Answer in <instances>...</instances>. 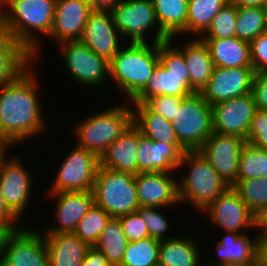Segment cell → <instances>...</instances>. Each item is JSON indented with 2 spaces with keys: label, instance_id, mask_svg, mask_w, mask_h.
Segmentation results:
<instances>
[{
  "label": "cell",
  "instance_id": "f907efd6",
  "mask_svg": "<svg viewBox=\"0 0 267 266\" xmlns=\"http://www.w3.org/2000/svg\"><path fill=\"white\" fill-rule=\"evenodd\" d=\"M92 9L111 10L121 0H88Z\"/></svg>",
  "mask_w": 267,
  "mask_h": 266
},
{
  "label": "cell",
  "instance_id": "cb8c5ba5",
  "mask_svg": "<svg viewBox=\"0 0 267 266\" xmlns=\"http://www.w3.org/2000/svg\"><path fill=\"white\" fill-rule=\"evenodd\" d=\"M221 240L217 241L214 250L218 259L206 262L209 266L237 265L257 266L256 235L251 238L247 233L225 232Z\"/></svg>",
  "mask_w": 267,
  "mask_h": 266
},
{
  "label": "cell",
  "instance_id": "ee69618b",
  "mask_svg": "<svg viewBox=\"0 0 267 266\" xmlns=\"http://www.w3.org/2000/svg\"><path fill=\"white\" fill-rule=\"evenodd\" d=\"M250 51L254 71H267V31L250 42Z\"/></svg>",
  "mask_w": 267,
  "mask_h": 266
},
{
  "label": "cell",
  "instance_id": "277c9868",
  "mask_svg": "<svg viewBox=\"0 0 267 266\" xmlns=\"http://www.w3.org/2000/svg\"><path fill=\"white\" fill-rule=\"evenodd\" d=\"M183 166L189 168L188 173L177 180L181 205L190 203L201 212L231 187L198 150L184 153L177 170H183Z\"/></svg>",
  "mask_w": 267,
  "mask_h": 266
},
{
  "label": "cell",
  "instance_id": "9a60e30c",
  "mask_svg": "<svg viewBox=\"0 0 267 266\" xmlns=\"http://www.w3.org/2000/svg\"><path fill=\"white\" fill-rule=\"evenodd\" d=\"M257 106L252 93L212 105L213 132L247 140Z\"/></svg>",
  "mask_w": 267,
  "mask_h": 266
},
{
  "label": "cell",
  "instance_id": "7c38bea8",
  "mask_svg": "<svg viewBox=\"0 0 267 266\" xmlns=\"http://www.w3.org/2000/svg\"><path fill=\"white\" fill-rule=\"evenodd\" d=\"M59 47L66 69L76 83L96 88L110 77L109 61L92 52L80 40L65 41Z\"/></svg>",
  "mask_w": 267,
  "mask_h": 266
},
{
  "label": "cell",
  "instance_id": "9c48e42d",
  "mask_svg": "<svg viewBox=\"0 0 267 266\" xmlns=\"http://www.w3.org/2000/svg\"><path fill=\"white\" fill-rule=\"evenodd\" d=\"M114 24L122 39L130 42L146 43V33L156 26V35L152 43L169 41V37L161 30L152 0H121L111 10ZM124 37V38H123Z\"/></svg>",
  "mask_w": 267,
  "mask_h": 266
},
{
  "label": "cell",
  "instance_id": "30bf717a",
  "mask_svg": "<svg viewBox=\"0 0 267 266\" xmlns=\"http://www.w3.org/2000/svg\"><path fill=\"white\" fill-rule=\"evenodd\" d=\"M0 266H49L43 232L23 226L8 230L2 240Z\"/></svg>",
  "mask_w": 267,
  "mask_h": 266
},
{
  "label": "cell",
  "instance_id": "d6a6232c",
  "mask_svg": "<svg viewBox=\"0 0 267 266\" xmlns=\"http://www.w3.org/2000/svg\"><path fill=\"white\" fill-rule=\"evenodd\" d=\"M229 0H188L187 33L201 37Z\"/></svg>",
  "mask_w": 267,
  "mask_h": 266
},
{
  "label": "cell",
  "instance_id": "836d02e7",
  "mask_svg": "<svg viewBox=\"0 0 267 266\" xmlns=\"http://www.w3.org/2000/svg\"><path fill=\"white\" fill-rule=\"evenodd\" d=\"M160 241L147 237L129 242L120 266H154L158 264Z\"/></svg>",
  "mask_w": 267,
  "mask_h": 266
},
{
  "label": "cell",
  "instance_id": "db71d44e",
  "mask_svg": "<svg viewBox=\"0 0 267 266\" xmlns=\"http://www.w3.org/2000/svg\"><path fill=\"white\" fill-rule=\"evenodd\" d=\"M7 230L3 227H0V257H1V246H2V240L6 234Z\"/></svg>",
  "mask_w": 267,
  "mask_h": 266
},
{
  "label": "cell",
  "instance_id": "44dd1931",
  "mask_svg": "<svg viewBox=\"0 0 267 266\" xmlns=\"http://www.w3.org/2000/svg\"><path fill=\"white\" fill-rule=\"evenodd\" d=\"M48 194L56 199L53 214H55L57 224L47 227L45 234L73 233L78 222L95 204L92 190L58 193L48 191Z\"/></svg>",
  "mask_w": 267,
  "mask_h": 266
},
{
  "label": "cell",
  "instance_id": "60d3db41",
  "mask_svg": "<svg viewBox=\"0 0 267 266\" xmlns=\"http://www.w3.org/2000/svg\"><path fill=\"white\" fill-rule=\"evenodd\" d=\"M246 142L267 151V111L256 110L251 120Z\"/></svg>",
  "mask_w": 267,
  "mask_h": 266
},
{
  "label": "cell",
  "instance_id": "8fae6325",
  "mask_svg": "<svg viewBox=\"0 0 267 266\" xmlns=\"http://www.w3.org/2000/svg\"><path fill=\"white\" fill-rule=\"evenodd\" d=\"M100 167V158L76 146L64 158L50 185V193L91 191Z\"/></svg>",
  "mask_w": 267,
  "mask_h": 266
},
{
  "label": "cell",
  "instance_id": "83f0119b",
  "mask_svg": "<svg viewBox=\"0 0 267 266\" xmlns=\"http://www.w3.org/2000/svg\"><path fill=\"white\" fill-rule=\"evenodd\" d=\"M202 40L209 47L214 67H253L249 42L237 37Z\"/></svg>",
  "mask_w": 267,
  "mask_h": 266
},
{
  "label": "cell",
  "instance_id": "d6986e66",
  "mask_svg": "<svg viewBox=\"0 0 267 266\" xmlns=\"http://www.w3.org/2000/svg\"><path fill=\"white\" fill-rule=\"evenodd\" d=\"M138 173L166 172L175 175L187 151L182 145L152 141L139 131Z\"/></svg>",
  "mask_w": 267,
  "mask_h": 266
},
{
  "label": "cell",
  "instance_id": "6da1fadb",
  "mask_svg": "<svg viewBox=\"0 0 267 266\" xmlns=\"http://www.w3.org/2000/svg\"><path fill=\"white\" fill-rule=\"evenodd\" d=\"M33 67L35 62L0 87V138L14 147L43 134L47 128Z\"/></svg>",
  "mask_w": 267,
  "mask_h": 266
},
{
  "label": "cell",
  "instance_id": "f5cc1de1",
  "mask_svg": "<svg viewBox=\"0 0 267 266\" xmlns=\"http://www.w3.org/2000/svg\"><path fill=\"white\" fill-rule=\"evenodd\" d=\"M10 147L13 148V145L9 141L0 138V168L9 154L7 152L10 151Z\"/></svg>",
  "mask_w": 267,
  "mask_h": 266
},
{
  "label": "cell",
  "instance_id": "f6af8a7d",
  "mask_svg": "<svg viewBox=\"0 0 267 266\" xmlns=\"http://www.w3.org/2000/svg\"><path fill=\"white\" fill-rule=\"evenodd\" d=\"M251 93L257 109L267 111V71L255 72Z\"/></svg>",
  "mask_w": 267,
  "mask_h": 266
},
{
  "label": "cell",
  "instance_id": "8992f818",
  "mask_svg": "<svg viewBox=\"0 0 267 266\" xmlns=\"http://www.w3.org/2000/svg\"><path fill=\"white\" fill-rule=\"evenodd\" d=\"M130 103L115 105L86 117L74 128L75 146L90 150L99 158L108 145L117 140L132 123Z\"/></svg>",
  "mask_w": 267,
  "mask_h": 266
},
{
  "label": "cell",
  "instance_id": "816d5d0a",
  "mask_svg": "<svg viewBox=\"0 0 267 266\" xmlns=\"http://www.w3.org/2000/svg\"><path fill=\"white\" fill-rule=\"evenodd\" d=\"M267 0H229L236 7H262Z\"/></svg>",
  "mask_w": 267,
  "mask_h": 266
},
{
  "label": "cell",
  "instance_id": "e575fe53",
  "mask_svg": "<svg viewBox=\"0 0 267 266\" xmlns=\"http://www.w3.org/2000/svg\"><path fill=\"white\" fill-rule=\"evenodd\" d=\"M267 177V151L249 143L243 145L237 180Z\"/></svg>",
  "mask_w": 267,
  "mask_h": 266
},
{
  "label": "cell",
  "instance_id": "7a4b0ae2",
  "mask_svg": "<svg viewBox=\"0 0 267 266\" xmlns=\"http://www.w3.org/2000/svg\"><path fill=\"white\" fill-rule=\"evenodd\" d=\"M55 6L56 0H0V28L31 54L33 62L41 52L37 34L50 35Z\"/></svg>",
  "mask_w": 267,
  "mask_h": 266
},
{
  "label": "cell",
  "instance_id": "b9f144b4",
  "mask_svg": "<svg viewBox=\"0 0 267 266\" xmlns=\"http://www.w3.org/2000/svg\"><path fill=\"white\" fill-rule=\"evenodd\" d=\"M184 98L167 95H159L147 99L143 104L152 112H155L168 121H172Z\"/></svg>",
  "mask_w": 267,
  "mask_h": 266
},
{
  "label": "cell",
  "instance_id": "8d00e7d4",
  "mask_svg": "<svg viewBox=\"0 0 267 266\" xmlns=\"http://www.w3.org/2000/svg\"><path fill=\"white\" fill-rule=\"evenodd\" d=\"M111 216L100 206L94 204L89 212L78 222L75 231L83 242L94 246Z\"/></svg>",
  "mask_w": 267,
  "mask_h": 266
},
{
  "label": "cell",
  "instance_id": "7bdbcfd3",
  "mask_svg": "<svg viewBox=\"0 0 267 266\" xmlns=\"http://www.w3.org/2000/svg\"><path fill=\"white\" fill-rule=\"evenodd\" d=\"M128 242L138 241L149 237L146 224L137 212L118 217Z\"/></svg>",
  "mask_w": 267,
  "mask_h": 266
},
{
  "label": "cell",
  "instance_id": "4fadbf2b",
  "mask_svg": "<svg viewBox=\"0 0 267 266\" xmlns=\"http://www.w3.org/2000/svg\"><path fill=\"white\" fill-rule=\"evenodd\" d=\"M245 143L239 136L213 132L198 151L232 187L237 181L239 158Z\"/></svg>",
  "mask_w": 267,
  "mask_h": 266
},
{
  "label": "cell",
  "instance_id": "ba28073f",
  "mask_svg": "<svg viewBox=\"0 0 267 266\" xmlns=\"http://www.w3.org/2000/svg\"><path fill=\"white\" fill-rule=\"evenodd\" d=\"M171 124L179 143L196 151L213 134L212 106L200 93H193L183 99Z\"/></svg>",
  "mask_w": 267,
  "mask_h": 266
},
{
  "label": "cell",
  "instance_id": "d590c367",
  "mask_svg": "<svg viewBox=\"0 0 267 266\" xmlns=\"http://www.w3.org/2000/svg\"><path fill=\"white\" fill-rule=\"evenodd\" d=\"M267 31L262 7H237L236 37L251 42Z\"/></svg>",
  "mask_w": 267,
  "mask_h": 266
},
{
  "label": "cell",
  "instance_id": "52a82bcc",
  "mask_svg": "<svg viewBox=\"0 0 267 266\" xmlns=\"http://www.w3.org/2000/svg\"><path fill=\"white\" fill-rule=\"evenodd\" d=\"M92 192L95 204L114 218L134 213L140 207L132 174L99 167Z\"/></svg>",
  "mask_w": 267,
  "mask_h": 266
},
{
  "label": "cell",
  "instance_id": "681fc988",
  "mask_svg": "<svg viewBox=\"0 0 267 266\" xmlns=\"http://www.w3.org/2000/svg\"><path fill=\"white\" fill-rule=\"evenodd\" d=\"M261 233H267V205L261 207L256 213H254V229Z\"/></svg>",
  "mask_w": 267,
  "mask_h": 266
},
{
  "label": "cell",
  "instance_id": "5bb4252c",
  "mask_svg": "<svg viewBox=\"0 0 267 266\" xmlns=\"http://www.w3.org/2000/svg\"><path fill=\"white\" fill-rule=\"evenodd\" d=\"M201 213L207 214V218L224 232L244 234L249 233V229H254V213L232 187Z\"/></svg>",
  "mask_w": 267,
  "mask_h": 266
},
{
  "label": "cell",
  "instance_id": "e0dca14e",
  "mask_svg": "<svg viewBox=\"0 0 267 266\" xmlns=\"http://www.w3.org/2000/svg\"><path fill=\"white\" fill-rule=\"evenodd\" d=\"M32 176L33 174L31 175L15 155L13 157L10 155L0 168V190L8 207L19 218L23 217L29 206L33 191Z\"/></svg>",
  "mask_w": 267,
  "mask_h": 266
},
{
  "label": "cell",
  "instance_id": "484cf974",
  "mask_svg": "<svg viewBox=\"0 0 267 266\" xmlns=\"http://www.w3.org/2000/svg\"><path fill=\"white\" fill-rule=\"evenodd\" d=\"M49 266H80L90 246L74 233L43 234Z\"/></svg>",
  "mask_w": 267,
  "mask_h": 266
},
{
  "label": "cell",
  "instance_id": "f1b7e54d",
  "mask_svg": "<svg viewBox=\"0 0 267 266\" xmlns=\"http://www.w3.org/2000/svg\"><path fill=\"white\" fill-rule=\"evenodd\" d=\"M132 123L152 141L181 145L171 121L149 110L143 103H132Z\"/></svg>",
  "mask_w": 267,
  "mask_h": 266
},
{
  "label": "cell",
  "instance_id": "603a6c76",
  "mask_svg": "<svg viewBox=\"0 0 267 266\" xmlns=\"http://www.w3.org/2000/svg\"><path fill=\"white\" fill-rule=\"evenodd\" d=\"M139 129L131 123L100 156V167L132 175L138 174Z\"/></svg>",
  "mask_w": 267,
  "mask_h": 266
},
{
  "label": "cell",
  "instance_id": "11a10c76",
  "mask_svg": "<svg viewBox=\"0 0 267 266\" xmlns=\"http://www.w3.org/2000/svg\"><path fill=\"white\" fill-rule=\"evenodd\" d=\"M262 9H263L265 25H266V29H267V2L262 6Z\"/></svg>",
  "mask_w": 267,
  "mask_h": 266
},
{
  "label": "cell",
  "instance_id": "c3c4849f",
  "mask_svg": "<svg viewBox=\"0 0 267 266\" xmlns=\"http://www.w3.org/2000/svg\"><path fill=\"white\" fill-rule=\"evenodd\" d=\"M257 266H267V233L256 235Z\"/></svg>",
  "mask_w": 267,
  "mask_h": 266
},
{
  "label": "cell",
  "instance_id": "bcb514c9",
  "mask_svg": "<svg viewBox=\"0 0 267 266\" xmlns=\"http://www.w3.org/2000/svg\"><path fill=\"white\" fill-rule=\"evenodd\" d=\"M19 217L8 207L0 190V227L8 230L19 229ZM18 226V227H17Z\"/></svg>",
  "mask_w": 267,
  "mask_h": 266
},
{
  "label": "cell",
  "instance_id": "5b68a950",
  "mask_svg": "<svg viewBox=\"0 0 267 266\" xmlns=\"http://www.w3.org/2000/svg\"><path fill=\"white\" fill-rule=\"evenodd\" d=\"M175 37L159 43V64L145 88L130 102L144 103L159 95L186 98L193 94L189 89V71L183 54L171 45Z\"/></svg>",
  "mask_w": 267,
  "mask_h": 266
},
{
  "label": "cell",
  "instance_id": "d4e9b609",
  "mask_svg": "<svg viewBox=\"0 0 267 266\" xmlns=\"http://www.w3.org/2000/svg\"><path fill=\"white\" fill-rule=\"evenodd\" d=\"M183 47L177 49L183 54L189 71V89L200 93L207 85L214 69L208 45L200 37L187 40Z\"/></svg>",
  "mask_w": 267,
  "mask_h": 266
},
{
  "label": "cell",
  "instance_id": "ab89813d",
  "mask_svg": "<svg viewBox=\"0 0 267 266\" xmlns=\"http://www.w3.org/2000/svg\"><path fill=\"white\" fill-rule=\"evenodd\" d=\"M161 207H145L140 206L136 212L142 218L146 224L147 230L149 232V237L154 238L158 241L168 240L174 237H165L166 230L169 227V221L166 216L160 211Z\"/></svg>",
  "mask_w": 267,
  "mask_h": 266
},
{
  "label": "cell",
  "instance_id": "4316f807",
  "mask_svg": "<svg viewBox=\"0 0 267 266\" xmlns=\"http://www.w3.org/2000/svg\"><path fill=\"white\" fill-rule=\"evenodd\" d=\"M177 236L160 241L158 264L161 266H200L203 250L193 236ZM202 251V252H201Z\"/></svg>",
  "mask_w": 267,
  "mask_h": 266
},
{
  "label": "cell",
  "instance_id": "2e32d148",
  "mask_svg": "<svg viewBox=\"0 0 267 266\" xmlns=\"http://www.w3.org/2000/svg\"><path fill=\"white\" fill-rule=\"evenodd\" d=\"M253 67L223 68L214 67L207 85L200 92L212 106L252 92Z\"/></svg>",
  "mask_w": 267,
  "mask_h": 266
},
{
  "label": "cell",
  "instance_id": "ffe728a7",
  "mask_svg": "<svg viewBox=\"0 0 267 266\" xmlns=\"http://www.w3.org/2000/svg\"><path fill=\"white\" fill-rule=\"evenodd\" d=\"M92 10L88 0H56L49 38L57 41L58 45L79 40Z\"/></svg>",
  "mask_w": 267,
  "mask_h": 266
},
{
  "label": "cell",
  "instance_id": "9f6ffc18",
  "mask_svg": "<svg viewBox=\"0 0 267 266\" xmlns=\"http://www.w3.org/2000/svg\"><path fill=\"white\" fill-rule=\"evenodd\" d=\"M221 266H237V265H221Z\"/></svg>",
  "mask_w": 267,
  "mask_h": 266
},
{
  "label": "cell",
  "instance_id": "1f68e13d",
  "mask_svg": "<svg viewBox=\"0 0 267 266\" xmlns=\"http://www.w3.org/2000/svg\"><path fill=\"white\" fill-rule=\"evenodd\" d=\"M128 243L119 218L111 217L94 247L106 256L111 266H120Z\"/></svg>",
  "mask_w": 267,
  "mask_h": 266
},
{
  "label": "cell",
  "instance_id": "f35d334b",
  "mask_svg": "<svg viewBox=\"0 0 267 266\" xmlns=\"http://www.w3.org/2000/svg\"><path fill=\"white\" fill-rule=\"evenodd\" d=\"M237 7L228 3L213 18L201 39H228L236 37Z\"/></svg>",
  "mask_w": 267,
  "mask_h": 266
},
{
  "label": "cell",
  "instance_id": "7402d4cb",
  "mask_svg": "<svg viewBox=\"0 0 267 266\" xmlns=\"http://www.w3.org/2000/svg\"><path fill=\"white\" fill-rule=\"evenodd\" d=\"M135 183L140 206L169 209L180 204L177 180L171 173H138Z\"/></svg>",
  "mask_w": 267,
  "mask_h": 266
},
{
  "label": "cell",
  "instance_id": "74e56055",
  "mask_svg": "<svg viewBox=\"0 0 267 266\" xmlns=\"http://www.w3.org/2000/svg\"><path fill=\"white\" fill-rule=\"evenodd\" d=\"M232 188L253 213L267 205V177L237 180Z\"/></svg>",
  "mask_w": 267,
  "mask_h": 266
},
{
  "label": "cell",
  "instance_id": "3957f363",
  "mask_svg": "<svg viewBox=\"0 0 267 266\" xmlns=\"http://www.w3.org/2000/svg\"><path fill=\"white\" fill-rule=\"evenodd\" d=\"M125 46L109 62L110 80L132 101L145 88L159 64V43L129 42Z\"/></svg>",
  "mask_w": 267,
  "mask_h": 266
},
{
  "label": "cell",
  "instance_id": "4dcf8cb0",
  "mask_svg": "<svg viewBox=\"0 0 267 266\" xmlns=\"http://www.w3.org/2000/svg\"><path fill=\"white\" fill-rule=\"evenodd\" d=\"M161 30L169 37L187 34L188 0H152Z\"/></svg>",
  "mask_w": 267,
  "mask_h": 266
},
{
  "label": "cell",
  "instance_id": "7dc6e473",
  "mask_svg": "<svg viewBox=\"0 0 267 266\" xmlns=\"http://www.w3.org/2000/svg\"><path fill=\"white\" fill-rule=\"evenodd\" d=\"M80 266H111L106 256L94 246L90 247Z\"/></svg>",
  "mask_w": 267,
  "mask_h": 266
},
{
  "label": "cell",
  "instance_id": "ac0fdd59",
  "mask_svg": "<svg viewBox=\"0 0 267 266\" xmlns=\"http://www.w3.org/2000/svg\"><path fill=\"white\" fill-rule=\"evenodd\" d=\"M110 10L93 9L85 24L81 38L92 52L106 58L109 62L122 48Z\"/></svg>",
  "mask_w": 267,
  "mask_h": 266
},
{
  "label": "cell",
  "instance_id": "f546056e",
  "mask_svg": "<svg viewBox=\"0 0 267 266\" xmlns=\"http://www.w3.org/2000/svg\"><path fill=\"white\" fill-rule=\"evenodd\" d=\"M32 62L31 54L0 28V83L15 79Z\"/></svg>",
  "mask_w": 267,
  "mask_h": 266
}]
</instances>
